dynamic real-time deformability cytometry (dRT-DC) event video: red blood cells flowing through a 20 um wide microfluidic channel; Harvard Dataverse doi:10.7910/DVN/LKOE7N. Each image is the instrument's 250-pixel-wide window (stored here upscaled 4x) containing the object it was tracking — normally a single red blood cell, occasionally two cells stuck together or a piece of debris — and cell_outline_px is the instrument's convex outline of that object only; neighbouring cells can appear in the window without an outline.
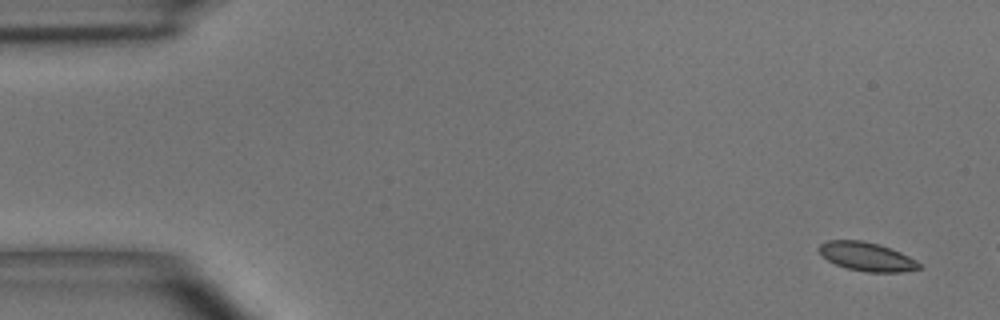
{"species": "common noctule bat (a hibernating species)", "species_latin": "Nyctalus noctula", "temperature_condition": "room temperature", "stored_images_in_passage": 3, "camera_frame_rate_fps": 3000, "um_per_image_px": 0.085, "animal": {"sex": "male", "body_mass_g": 15.6}, "frame": {"image": 1, "passage_image": 1, "time_ms": 0.0, "image_size_px": [1000, 320], "cell_outline_px": [[920, 268], [900, 272], [868, 272], [848, 268], [836, 264], [828, 260], [820, 252], [820, 244], [828, 240], [864, 240], [880, 244], [900, 252], [916, 260], [920, 264]], "centroid_in_image_um": [73.69, 21.8], "position_along_channel_um": 11.3, "area_um2": 16.53}}